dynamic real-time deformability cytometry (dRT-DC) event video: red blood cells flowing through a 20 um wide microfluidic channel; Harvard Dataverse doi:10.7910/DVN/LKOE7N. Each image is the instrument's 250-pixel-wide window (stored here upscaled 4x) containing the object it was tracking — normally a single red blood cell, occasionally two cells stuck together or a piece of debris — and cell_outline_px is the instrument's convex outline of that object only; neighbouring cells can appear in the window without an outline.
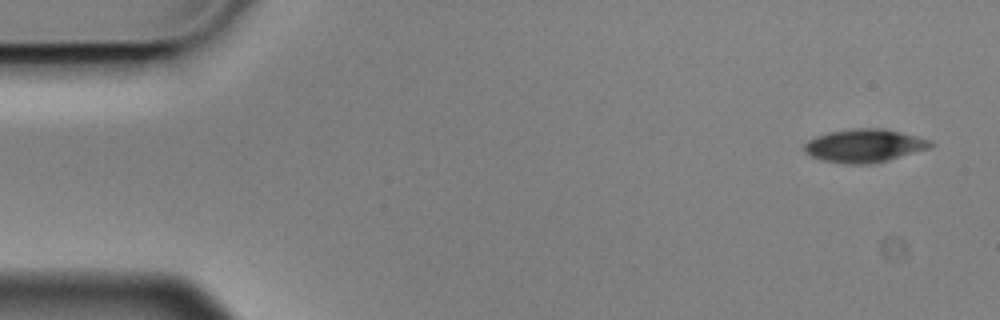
{"species": "Egyptian fruit bat (a non-hibernating species)", "species_latin": "Rousettus aegyptiacus", "temperature_condition": "cold", "stored_images_in_passage": 4, "camera_frame_rate_fps": 3000, "um_per_image_px": 0.085, "animal": {"sex": "male"}, "frame": {"image": 1, "passage_image": 1, "time_ms": 0.0, "image_size_px": [1000, 320], "cell_outline_px": [[936, 144], [928, 148], [888, 160], [868, 164], [844, 164], [824, 160], [812, 156], [804, 152], [804, 144], [808, 140], [816, 136], [828, 132], [852, 128], [884, 128], [932, 140]], "centroid_in_image_um": [73.46, 12.37], "position_along_channel_um": 11.5, "area_um2": 24.39}}
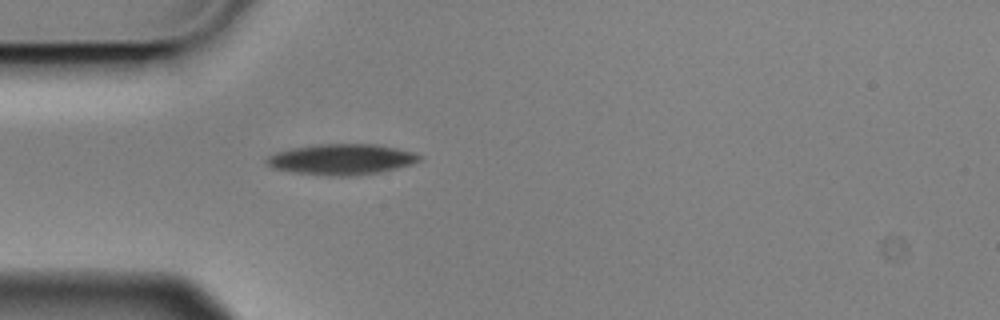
{"frame": {"image": 2, "passage_image": 4, "time_ms": 1.0, "image_size_px": [1000, 320], "cell_outline_px": [[424, 160], [412, 164], [380, 172], [352, 176], [328, 176], [292, 172], [272, 168], [264, 164], [264, 160], [268, 156], [276, 152], [292, 148], [312, 144], [376, 144], [396, 148], [412, 152], [420, 156]], "centroid_in_image_um": [28.99, 13.55], "position_along_channel_um": 56.0, "area_um2": 27.63}}